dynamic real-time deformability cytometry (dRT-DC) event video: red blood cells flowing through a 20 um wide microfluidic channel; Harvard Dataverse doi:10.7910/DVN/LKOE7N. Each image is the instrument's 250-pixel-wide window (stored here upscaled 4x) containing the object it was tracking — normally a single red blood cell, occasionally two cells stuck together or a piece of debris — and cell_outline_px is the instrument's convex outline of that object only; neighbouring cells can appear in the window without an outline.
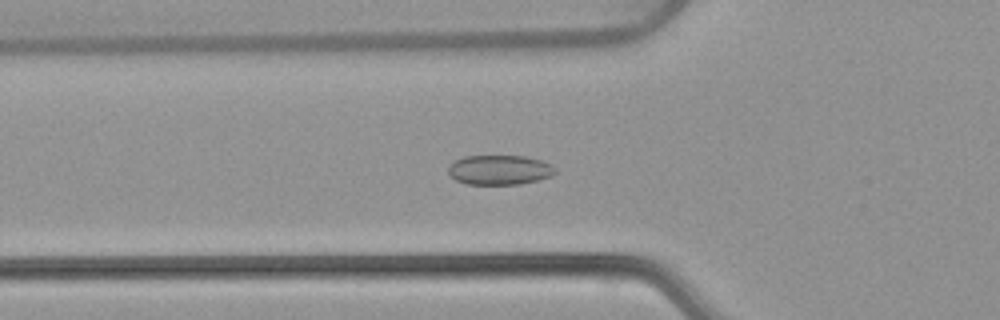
{"species": "common noctule bat (a hibernating species)", "species_latin": "Nyctalus noctula", "temperature_condition": "warm", "stored_images_in_passage": 53, "camera_frame_rate_fps": 3000, "um_per_image_px": 0.085, "animal": {"sex": "female", "body_mass_g": 22.7, "forearm_length_mm": 54.2}, "frame": {"image": 1, "passage_image": 19, "time_ms": 6.0, "image_size_px": [1000, 320], "cell_outline_px": [[556, 172], [552, 176], [520, 184], [464, 184], [456, 180], [448, 172], [448, 164], [464, 156], [524, 156], [540, 160], [552, 164], [556, 168]], "centroid_in_image_um": [42.46, 14.44], "position_along_channel_um": 83.3, "area_um2": 18.55}}
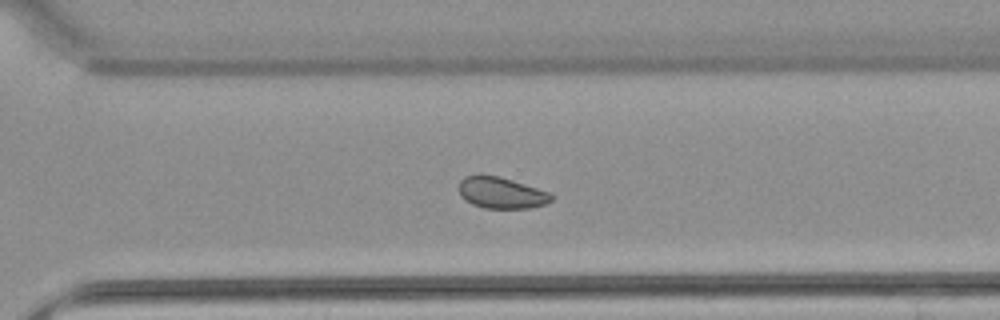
{"frame": {"image": 2, "passage_image": 38, "time_ms": 12.333, "image_size_px": [1000, 320], "cell_outline_px": [[556, 196], [552, 200], [544, 204], [528, 208], [484, 208], [472, 204], [464, 200], [460, 196], [460, 180], [464, 176], [500, 176], [552, 192]], "centroid_in_image_um": [42.66, 16.4], "position_along_channel_um": 327.9, "area_um2": 16.94}}
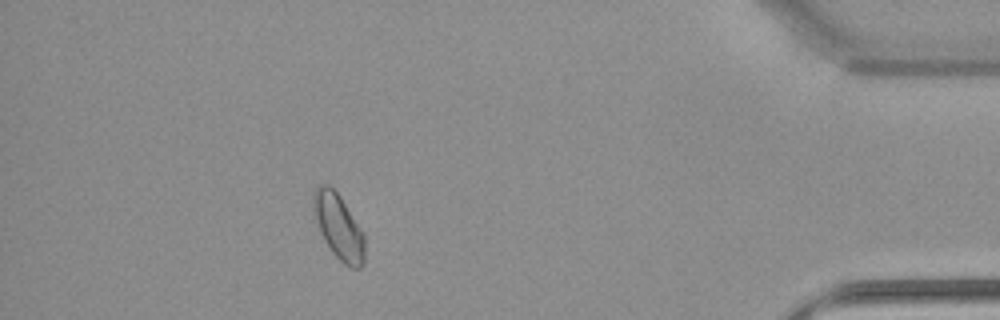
{"frame": {"image": 3, "passage_image": 48, "time_ms": 15.667, "image_size_px": [1000, 320], "cell_outline_px": [[364, 264], [360, 268], [352, 268], [344, 264], [332, 252], [324, 240], [320, 232], [312, 208], [312, 192], [320, 184], [328, 184], [340, 196], [364, 232]], "centroid_in_image_um": [28.77, 19.25], "position_along_channel_um": 406.4, "area_um2": 19.59}, "authors_computed_cell_mechanics": {"area_um2": 18.7272, "velocity_mm_per_s": 3.8569, "shape_relaxation_time_tau1_ms": 6.4461, "shape_relaxation_time_tau2_ms": 5.6942, "deformation_change_tau1": 0.0737, "deformation_change_tau2": 0.0577}}